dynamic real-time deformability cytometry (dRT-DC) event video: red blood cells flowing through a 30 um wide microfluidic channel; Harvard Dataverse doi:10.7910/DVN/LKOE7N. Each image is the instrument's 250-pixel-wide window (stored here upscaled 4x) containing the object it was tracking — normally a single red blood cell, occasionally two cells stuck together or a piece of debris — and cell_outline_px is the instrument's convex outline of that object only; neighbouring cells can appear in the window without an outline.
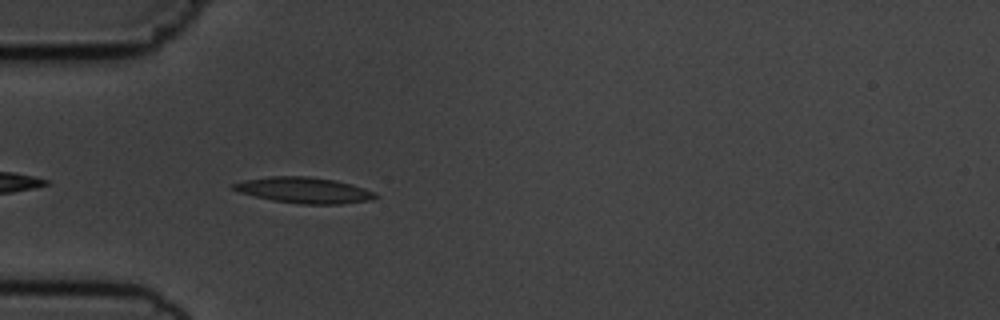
{"species": "common noctule bat (a hibernating species)", "species_latin": "Nyctalus noctula", "temperature_condition": "cold", "stored_images_in_passage": 40, "camera_frame_rate_fps": 3000, "um_per_image_px": 0.085, "animal": {"sex": "male", "body_mass_g": 19.5, "forearm_length_mm": 54.6}, "frame": {"image": 1, "passage_image": 3, "time_ms": 0.667, "image_size_px": [1000, 320], "cell_outline_px": [[380, 196], [368, 200], [340, 204], [300, 204], [272, 200], [240, 192], [232, 188], [232, 184], [244, 180], [268, 176], [308, 176], [336, 180], [352, 184], [376, 192]], "centroid_in_image_um": [25.87, 16.16], "position_along_channel_um": 59.1, "area_um2": 21.39}}
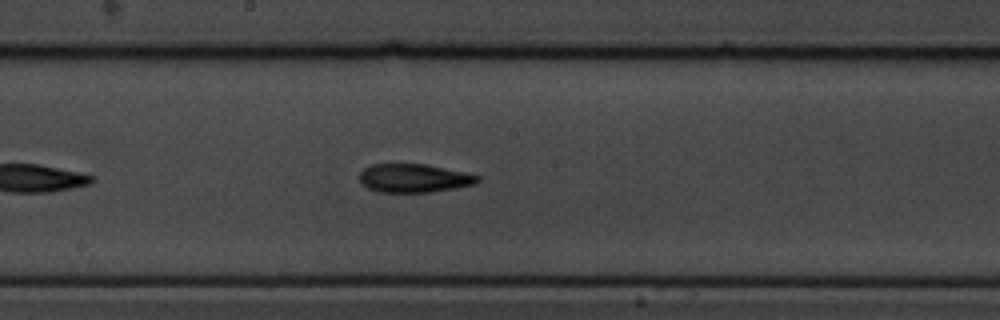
{"frame": {"image": 2, "passage_image": 16, "time_ms": 5.0, "image_size_px": [1000, 320], "cell_outline_px": [[480, 180], [476, 184], [456, 188], [432, 192], [380, 192], [368, 188], [360, 184], [360, 172], [364, 168], [372, 164], [424, 164], [464, 172], [480, 176]], "centroid_in_image_um": [35.18, 15.15], "position_along_channel_um": 213.0, "area_um2": 19.65}}
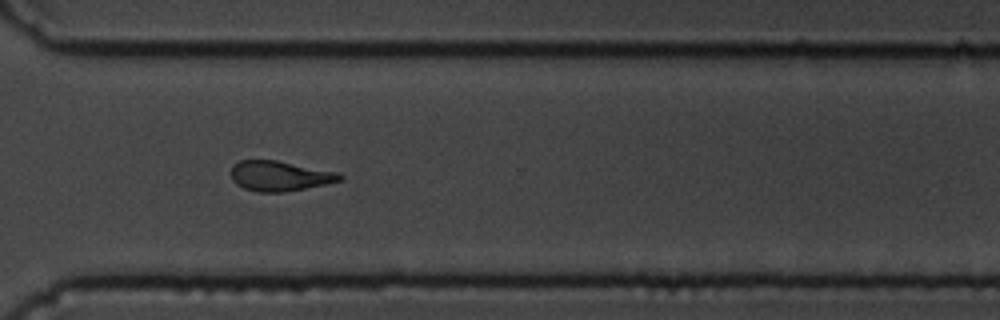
{"frame": {"image": 3, "passage_image": 27, "time_ms": 8.667, "image_size_px": [1000, 320], "cell_outline_px": [[344, 180], [328, 184], [284, 192], [256, 192], [244, 188], [236, 184], [232, 180], [232, 168], [240, 160], [276, 160], [336, 172], [344, 176]], "centroid_in_image_um": [23.8, 14.97], "position_along_channel_um": 346.8, "area_um2": 19.02}, "authors_computed_cell_mechanics": {"area_um2": 19.4497, "velocity_mm_per_s": 3.6497, "shape_relaxation_time_tau1_ms": 3.874, "shape_relaxation_time_tau2_ms": 3.6709, "deformation_change_tau1": 0.1535, "deformation_change_tau2": 0.0995}}